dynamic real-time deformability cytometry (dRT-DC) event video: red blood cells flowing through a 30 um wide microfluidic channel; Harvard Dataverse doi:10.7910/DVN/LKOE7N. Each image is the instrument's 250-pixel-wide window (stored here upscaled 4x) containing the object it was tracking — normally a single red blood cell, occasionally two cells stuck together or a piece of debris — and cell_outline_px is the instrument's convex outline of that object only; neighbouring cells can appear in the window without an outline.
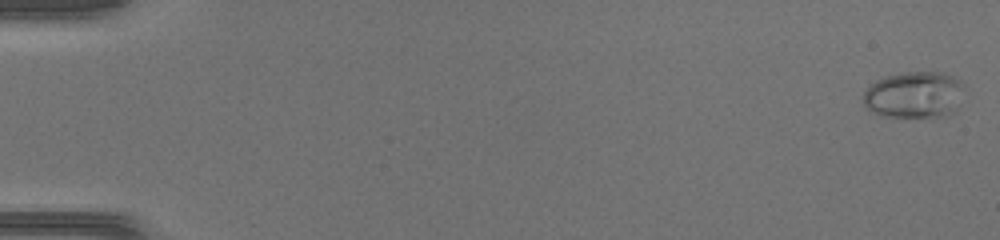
{"species": "common noctule bat (a hibernating species)", "species_latin": "Nyctalus noctula", "temperature_condition": "warm", "stored_images_in_passage": 47, "camera_frame_rate_fps": 3000, "um_per_image_px": 0.085, "animal": {"sex": "female", "body_mass_g": 17.0, "forearm_length_mm": 48.0}, "frame": {"image": 1, "passage_image": 1, "time_ms": 0.0, "image_size_px": [1000, 240], "cell_outline_px": [[964, 88], [956, 112], [932, 120], [884, 116], [872, 112], [864, 104], [864, 92], [876, 80], [888, 76], [904, 72], [944, 72], [956, 76], [964, 84]], "centroid_in_image_um": [77.78, 8.1], "position_along_channel_um": 7.2, "area_um2": 28.32}}
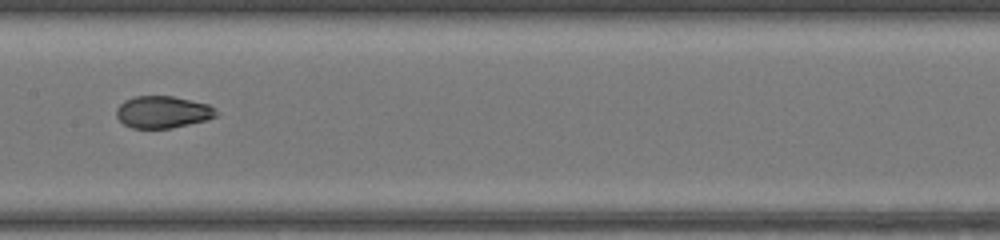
{"frame": {"image": 2, "passage_image": 25, "time_ms": 8.0, "image_size_px": [1000, 240], "cell_outline_px": [[220, 112], [216, 116], [208, 120], [172, 128], [132, 128], [124, 124], [116, 116], [116, 108], [124, 100], [136, 96], [172, 96], [208, 104], [216, 108]], "centroid_in_image_um": [13.86, 9.52], "position_along_channel_um": 193.5, "area_um2": 18.79}}
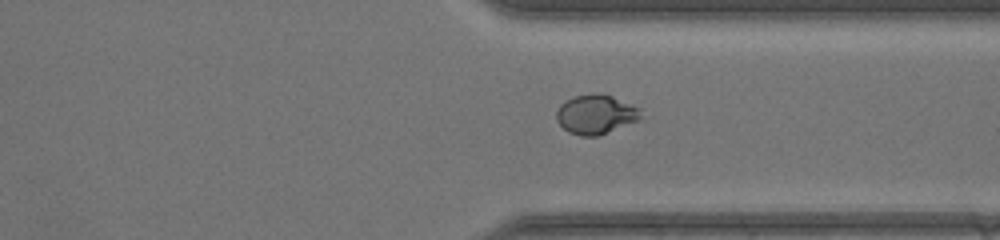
{"frame": {"image": 3, "passage_image": 36, "time_ms": 11.667, "image_size_px": [1000, 240], "cell_outline_px": [[640, 120], [596, 136], [580, 136], [568, 132], [556, 120], [556, 112], [560, 104], [576, 96], [592, 92], [600, 92], [612, 96], [640, 108]], "centroid_in_image_um": [50.63, 9.71], "position_along_channel_um": 360.8, "area_um2": 19.31}}